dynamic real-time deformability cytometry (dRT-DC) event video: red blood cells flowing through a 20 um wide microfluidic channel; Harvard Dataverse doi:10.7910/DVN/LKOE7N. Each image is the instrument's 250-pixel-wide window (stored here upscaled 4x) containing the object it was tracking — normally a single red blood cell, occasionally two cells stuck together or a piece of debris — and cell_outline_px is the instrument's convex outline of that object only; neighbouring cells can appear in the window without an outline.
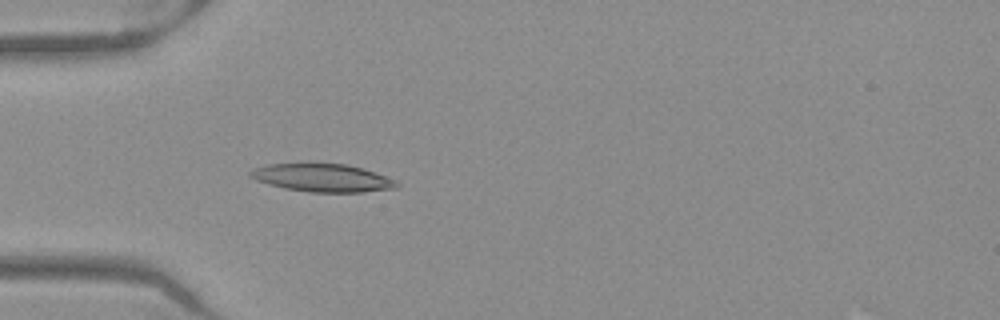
{"species": "Egyptian fruit bat (a non-hibernating species)", "species_latin": "Rousettus aegyptiacus", "temperature_condition": "warm", "stored_images_in_passage": 52, "camera_frame_rate_fps": 3000, "um_per_image_px": 0.085, "frame": {"image": 1, "passage_image": 16, "time_ms": 5.0, "image_size_px": [1000, 320], "cell_outline_px": [[400, 184], [396, 188], [364, 192], [308, 192], [284, 188], [268, 184], [256, 180], [248, 176], [248, 172], [252, 168], [268, 164], [344, 164], [364, 168], [396, 180]], "centroid_in_image_um": [27.4, 15.12], "position_along_channel_um": 57.6, "area_um2": 23.87}}
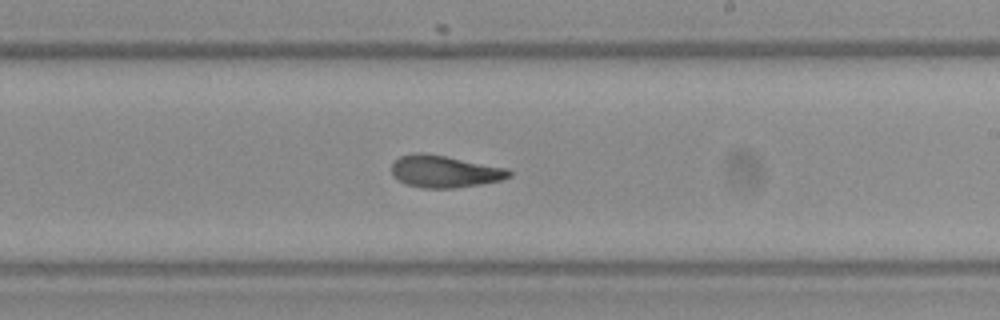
{"frame": {"image": 2, "passage_image": 31, "time_ms": 10.0, "image_size_px": [1000, 320], "cell_outline_px": [[512, 176], [504, 180], [456, 188], [424, 188], [408, 184], [392, 176], [392, 164], [400, 156], [412, 152], [424, 152], [508, 168], [512, 172]], "centroid_in_image_um": [37.82, 14.57], "position_along_channel_um": 251.2, "area_um2": 22.08}}
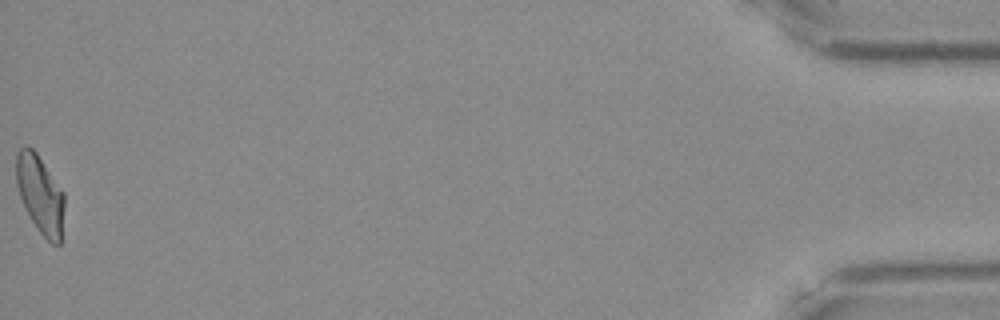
{"frame": {"image": 3, "passage_image": 52, "time_ms": 17.0, "image_size_px": [1000, 320], "cell_outline_px": [[64, 208], [60, 244], [52, 244], [40, 232], [32, 220], [20, 196], [16, 184], [16, 152], [20, 148], [32, 148], [36, 152], [64, 192]], "centroid_in_image_um": [3.42, 16.51], "position_along_channel_um": 431.8, "area_um2": 21.56}, "authors_computed_cell_mechanics": {"area_um2": 22.4842, "velocity_mm_per_s": 3.9704, "shape_relaxation_time_tau1_ms": null, "shape_relaxation_time_tau2_ms": 2.9305, "deformation_change_tau1": null, "deformation_change_tau2": 0.1}}